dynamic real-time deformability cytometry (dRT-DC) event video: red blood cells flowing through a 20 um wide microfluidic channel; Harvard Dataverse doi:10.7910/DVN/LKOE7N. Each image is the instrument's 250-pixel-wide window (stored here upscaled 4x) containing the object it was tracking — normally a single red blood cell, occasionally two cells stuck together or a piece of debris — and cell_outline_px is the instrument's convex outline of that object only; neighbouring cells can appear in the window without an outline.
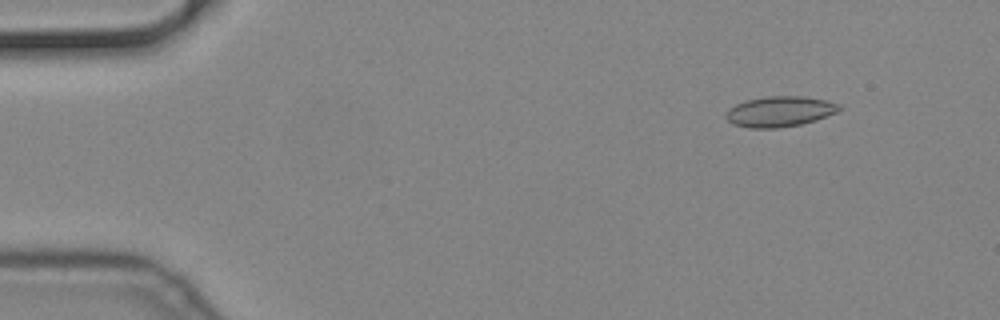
{"species": "common noctule bat (a hibernating species)", "species_latin": "Nyctalus noctula", "temperature_condition": "cold", "stored_images_in_passage": 12, "camera_frame_rate_fps": 3000, "um_per_image_px": 0.085, "animal": {"sex": "male", "body_mass_g": 19.2, "forearm_length_mm": 51.8}, "frame": {"image": 1, "passage_image": 1, "time_ms": 0.0, "image_size_px": [1000, 320], "cell_outline_px": [[840, 108], [836, 112], [816, 120], [800, 124], [776, 128], [748, 128], [732, 124], [724, 116], [728, 108], [744, 100], [764, 96], [804, 96], [824, 100], [840, 104]], "centroid_in_image_um": [66.21, 9.47], "position_along_channel_um": 18.8, "area_um2": 20.17}}
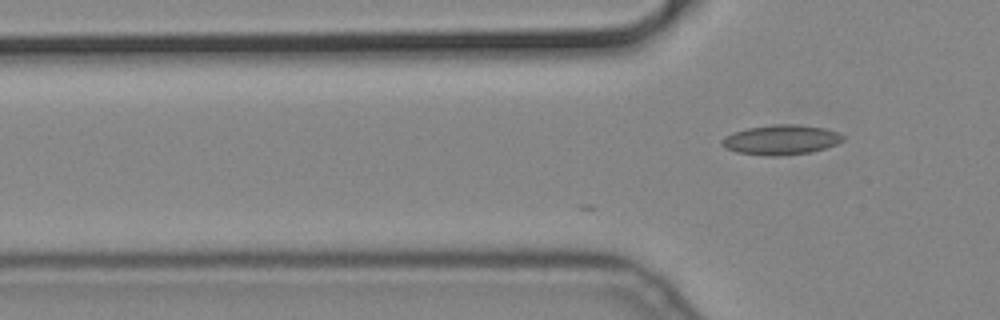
{"frame": {"image": 2, "passage_image": 12, "time_ms": 3.667, "image_size_px": [1000, 320], "cell_outline_px": [[844, 140], [836, 144], [812, 152], [780, 156], [772, 156], [736, 152], [724, 148], [720, 144], [720, 140], [724, 136], [732, 132], [748, 128], [772, 124], [796, 124], [824, 128], [836, 132], [844, 136]], "centroid_in_image_um": [66.34, 11.88], "position_along_channel_um": 59.5, "area_um2": 21.15}}